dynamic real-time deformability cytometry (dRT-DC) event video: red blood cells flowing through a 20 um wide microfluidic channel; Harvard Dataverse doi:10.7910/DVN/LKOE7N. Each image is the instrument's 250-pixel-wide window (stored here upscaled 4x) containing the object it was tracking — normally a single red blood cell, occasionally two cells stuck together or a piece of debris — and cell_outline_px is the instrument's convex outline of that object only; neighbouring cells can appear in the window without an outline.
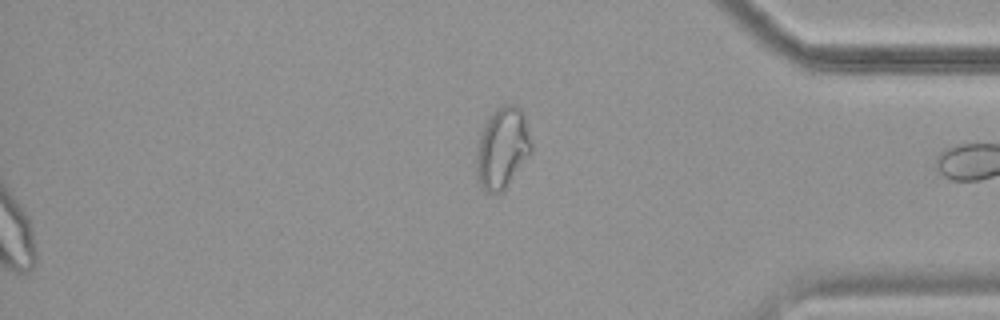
{"species": "common noctule bat (a hibernating species)", "species_latin": "Nyctalus noctula", "temperature_condition": "cold", "stored_images_in_passage": 58, "segment_of_instrument_passage": [2, 2], "camera_frame_rate_fps": 3000, "um_per_image_px": 0.085, "animal": {"sex": "female", "body_mass_g": 19.9}, "frame": {"image": 1, "passage_image": 58, "time_ms": 19.0, "image_size_px": [1000, 320], "cell_outline_px": [[532, 152], [508, 184], [500, 192], [484, 192], [476, 176], [476, 152], [480, 128], [484, 120], [492, 112], [504, 104], [512, 104], [520, 108], [524, 112], [532, 140]], "centroid_in_image_um": [42.69, 12.53], "position_along_channel_um": 392.5, "area_um2": 26.53}}